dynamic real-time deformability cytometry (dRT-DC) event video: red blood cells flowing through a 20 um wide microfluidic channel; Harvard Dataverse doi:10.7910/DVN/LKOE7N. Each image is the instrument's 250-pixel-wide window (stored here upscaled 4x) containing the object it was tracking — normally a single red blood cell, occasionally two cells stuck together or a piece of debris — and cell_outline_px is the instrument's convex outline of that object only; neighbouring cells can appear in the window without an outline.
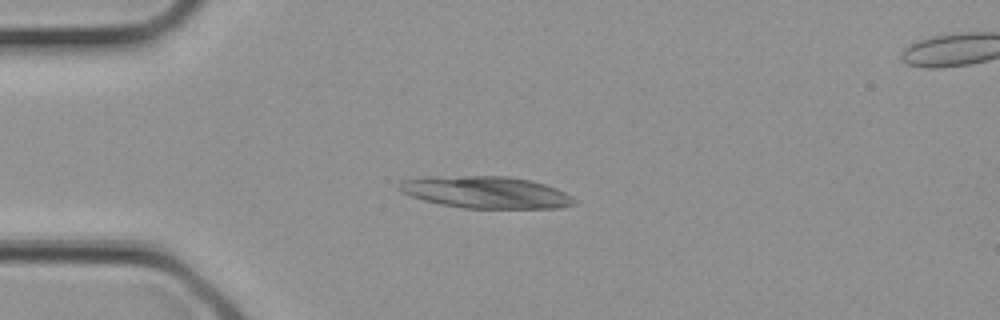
{"species": "common noctule bat (a hibernating species)", "species_latin": "Nyctalus noctula", "temperature_condition": "cold", "stored_images_in_passage": 9, "camera_frame_rate_fps": 3000, "um_per_image_px": 0.085, "animal": {"sex": "female", "body_mass_g": 21.9}, "frame": {"image": 1, "passage_image": 6, "time_ms": 1.667, "image_size_px": [1000, 320], "cell_outline_px": [[576, 204], [560, 208], [464, 208], [440, 204], [424, 200], [400, 192], [396, 188], [396, 184], [400, 180], [428, 176], [508, 176], [532, 180], [556, 188], [572, 196], [576, 200]], "centroid_in_image_um": [41.27, 16.33], "position_along_channel_um": 43.7, "area_um2": 32.95}}